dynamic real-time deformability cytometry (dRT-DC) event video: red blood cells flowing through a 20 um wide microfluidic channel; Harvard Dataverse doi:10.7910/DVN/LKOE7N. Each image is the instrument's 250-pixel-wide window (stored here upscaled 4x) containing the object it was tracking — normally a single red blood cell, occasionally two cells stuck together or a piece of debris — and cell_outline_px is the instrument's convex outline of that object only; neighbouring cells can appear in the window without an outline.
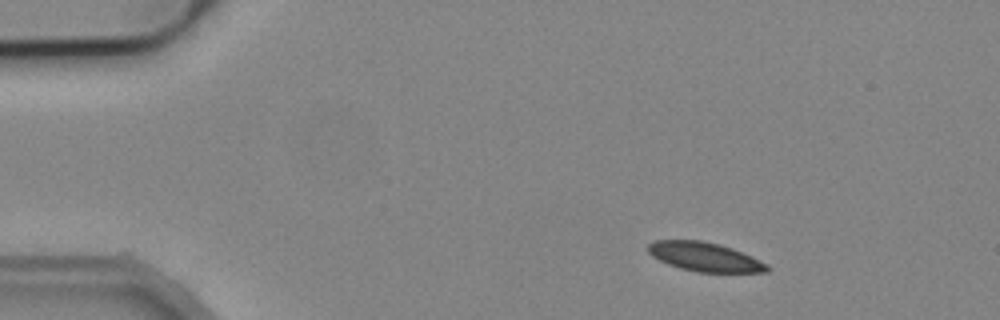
{"species": "common noctule bat (a hibernating species)", "species_latin": "Nyctalus noctula", "temperature_condition": "cold", "stored_images_in_passage": 3, "camera_frame_rate_fps": 3000, "um_per_image_px": 0.085, "animal": {"sex": "male", "body_mass_g": 19.2, "forearm_length_mm": 51.8}, "frame": {"image": 1, "passage_image": 1, "time_ms": 0.0, "image_size_px": [1000, 320], "cell_outline_px": [[772, 268], [768, 272], [696, 272], [680, 268], [668, 264], [652, 256], [648, 252], [648, 244], [656, 240], [700, 240], [720, 244], [732, 248], [752, 256], [768, 264]], "centroid_in_image_um": [59.93, 21.83], "position_along_channel_um": 25.1, "area_um2": 20.23}}